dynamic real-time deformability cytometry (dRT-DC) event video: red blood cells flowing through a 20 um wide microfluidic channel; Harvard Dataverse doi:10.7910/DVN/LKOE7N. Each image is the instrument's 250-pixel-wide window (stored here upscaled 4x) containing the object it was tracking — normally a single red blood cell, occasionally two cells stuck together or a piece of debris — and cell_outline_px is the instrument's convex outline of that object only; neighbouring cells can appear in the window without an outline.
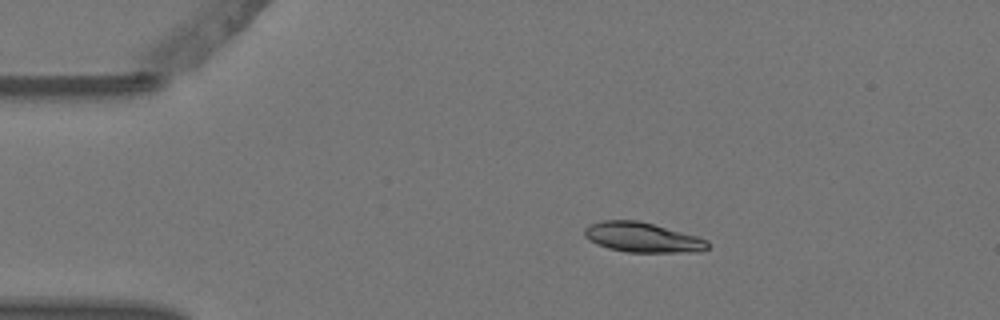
{"species": "Egyptian fruit bat (a non-hibernating species)", "species_latin": "Rousettus aegyptiacus", "temperature_condition": "warm", "stored_images_in_passage": 6, "camera_frame_rate_fps": 3000, "um_per_image_px": 0.085, "animal": {"sex": "female"}, "frame": {"image": 1, "passage_image": 3, "time_ms": 0.667, "image_size_px": [1000, 320], "cell_outline_px": [[708, 248], [700, 252], [628, 252], [608, 248], [596, 244], [588, 240], [584, 236], [584, 228], [588, 224], [600, 220], [636, 220], [652, 224], [696, 236], [708, 240]], "centroid_in_image_um": [54.55, 20.18], "position_along_channel_um": 30.4, "area_um2": 21.44}}
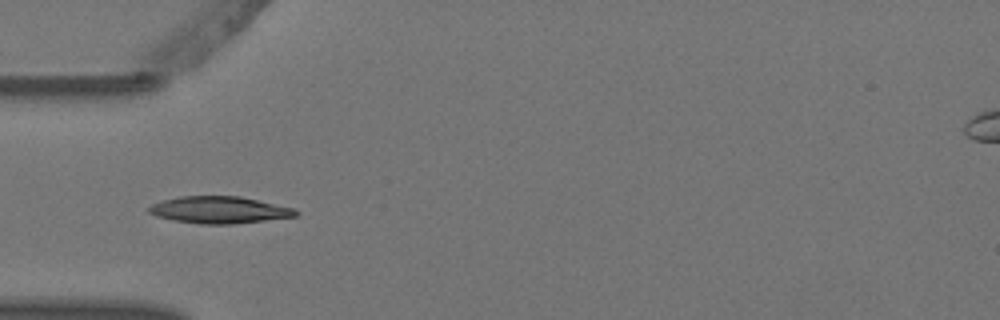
{"frame": {"image": 2, "passage_image": 5, "time_ms": 1.333, "image_size_px": [1000, 320], "cell_outline_px": [[300, 212], [296, 216], [232, 224], [200, 224], [172, 220], [156, 216], [148, 212], [148, 208], [152, 204], [164, 200], [180, 196], [240, 196], [292, 208]], "centroid_in_image_um": [18.6, 17.84], "position_along_channel_um": 66.4, "area_um2": 22.83}}
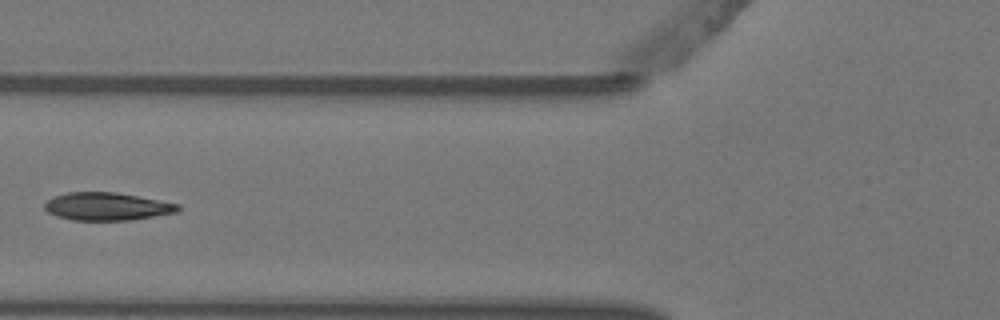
{"frame": {"image": 3, "passage_image": 6, "time_ms": 1.667, "image_size_px": [1000, 320], "cell_outline_px": [[180, 208], [176, 212], [128, 220], [72, 220], [56, 216], [48, 212], [44, 208], [44, 204], [48, 200], [56, 196], [68, 192], [116, 192], [180, 204]], "centroid_in_image_um": [9.07, 17.54], "position_along_channel_um": 116.7, "area_um2": 21.39}}